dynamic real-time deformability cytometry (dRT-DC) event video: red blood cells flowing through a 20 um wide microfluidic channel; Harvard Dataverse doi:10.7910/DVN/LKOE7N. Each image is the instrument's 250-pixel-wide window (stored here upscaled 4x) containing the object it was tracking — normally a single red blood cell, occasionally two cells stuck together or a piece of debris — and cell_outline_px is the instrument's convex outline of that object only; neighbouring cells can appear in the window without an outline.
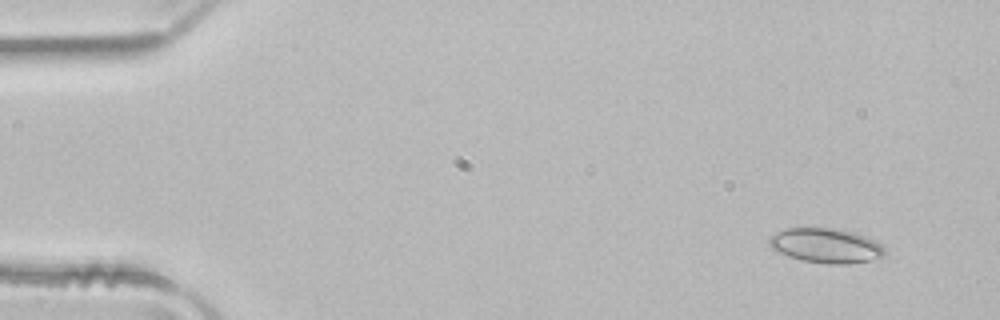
{"species": "common noctule bat (a hibernating species)", "species_latin": "Nyctalus noctula", "temperature_condition": "room temperature", "stored_images_in_passage": 50, "camera_frame_rate_fps": 3000, "um_per_image_px": 0.085, "animal": {"sex": "male", "body_mass_g": 21.5, "forearm_length_mm": 52.0}, "frame": {"image": 1, "passage_image": 4, "time_ms": 1.0, "image_size_px": [1000, 320], "cell_outline_px": [[884, 256], [880, 260], [844, 264], [828, 264], [804, 260], [788, 256], [772, 248], [768, 244], [768, 236], [784, 228], [832, 228], [852, 232], [876, 240], [884, 248]], "centroid_in_image_um": [70.22, 20.88], "position_along_channel_um": 14.8, "area_um2": 23.47}}
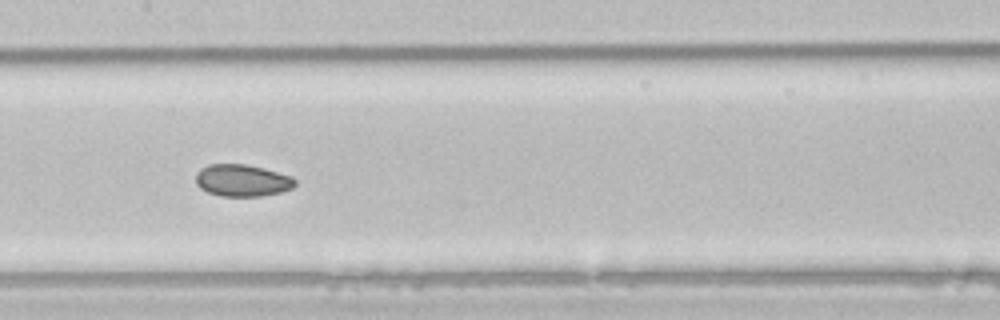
{"frame": {"image": 2, "passage_image": 25, "time_ms": 8.0, "image_size_px": [1000, 320], "cell_outline_px": [[296, 184], [292, 188], [280, 192], [260, 196], [220, 196], [208, 192], [200, 188], [196, 184], [196, 172], [200, 168], [208, 164], [248, 164], [264, 168], [292, 176], [296, 180]], "centroid_in_image_um": [20.58, 15.33], "position_along_channel_um": 186.8, "area_um2": 18.67}}
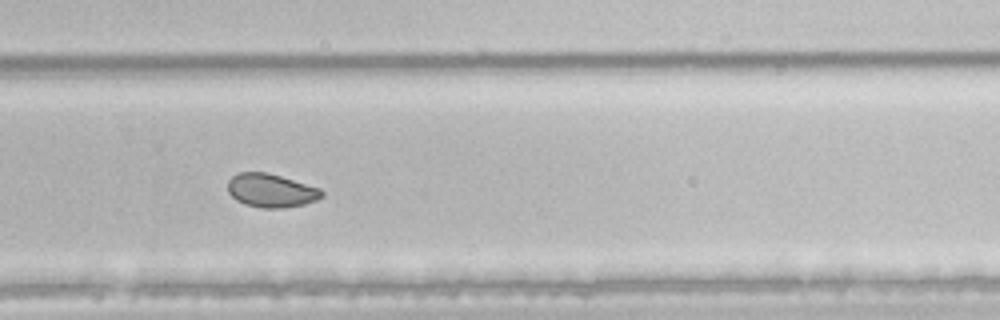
{"frame": {"image": 3, "passage_image": 34, "time_ms": 11.0, "image_size_px": [1000, 320], "cell_outline_px": [[324, 196], [316, 200], [304, 204], [284, 208], [264, 208], [244, 204], [236, 200], [228, 192], [228, 180], [232, 176], [240, 172], [268, 172], [320, 188], [324, 192]], "centroid_in_image_um": [23.04, 16.19], "position_along_channel_um": 306.8, "area_um2": 18.44}, "authors_computed_cell_mechanics": {"area_um2": 20.7213, "velocity_mm_per_s": 4.0253, "shape_relaxation_time_tau1_ms": null, "shape_relaxation_time_tau2_ms": 2.8262, "deformation_change_tau1": null, "deformation_change_tau2": 0.0488}}